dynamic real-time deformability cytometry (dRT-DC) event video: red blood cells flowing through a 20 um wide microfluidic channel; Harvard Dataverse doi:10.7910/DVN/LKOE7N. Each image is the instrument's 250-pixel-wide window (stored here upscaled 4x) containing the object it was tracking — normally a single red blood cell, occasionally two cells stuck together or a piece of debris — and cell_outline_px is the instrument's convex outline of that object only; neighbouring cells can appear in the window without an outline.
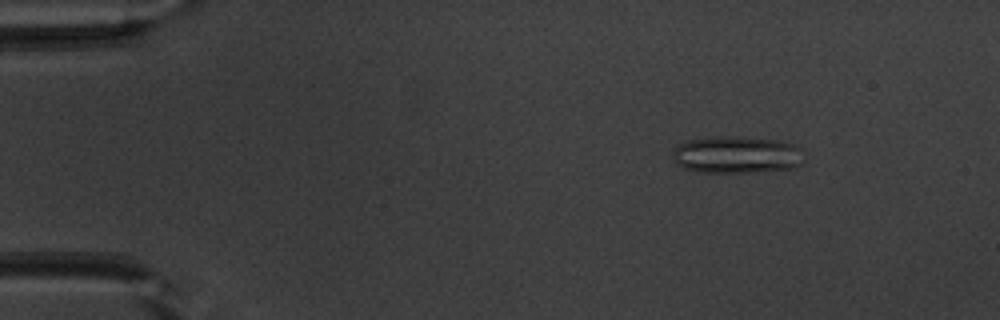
{"species": "common noctule bat (a hibernating species)", "species_latin": "Nyctalus noctula", "temperature_condition": "warm", "stored_images_in_passage": 47, "camera_frame_rate_fps": 3000, "um_per_image_px": 0.085, "animal": {"sex": "male", "body_mass_g": 20.1, "forearm_length_mm": 53.5}, "frame": {"image": 1, "passage_image": 3, "time_ms": 0.667, "image_size_px": [1000, 320], "cell_outline_px": [[804, 164], [792, 168], [748, 172], [700, 172], [684, 168], [676, 164], [672, 160], [672, 152], [680, 144], [688, 140], [708, 136], [720, 136], [776, 140], [792, 144], [800, 148]], "centroid_in_image_um": [62.58, 13.16], "position_along_channel_um": 22.4, "area_um2": 28.32}}
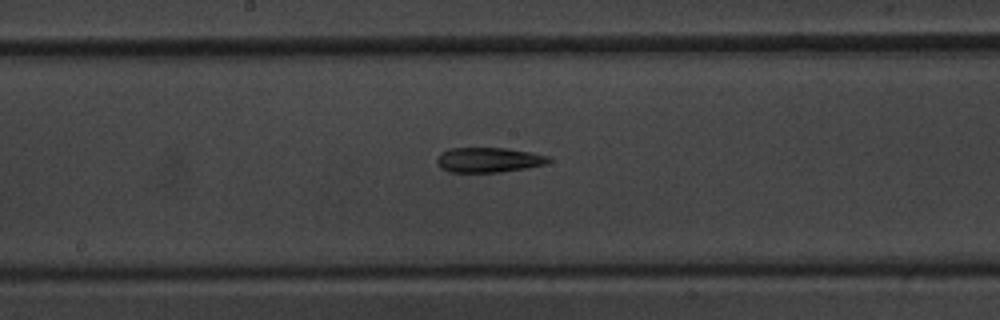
{"frame": {"image": 2, "passage_image": 23, "time_ms": 7.333, "image_size_px": [1000, 320], "cell_outline_px": [[552, 160], [544, 164], [524, 168], [500, 172], [448, 172], [440, 168], [436, 164], [436, 160], [440, 152], [448, 148], [504, 148], [532, 152], [548, 156]], "centroid_in_image_um": [41.47, 13.59], "position_along_channel_um": 206.7, "area_um2": 16.3}}
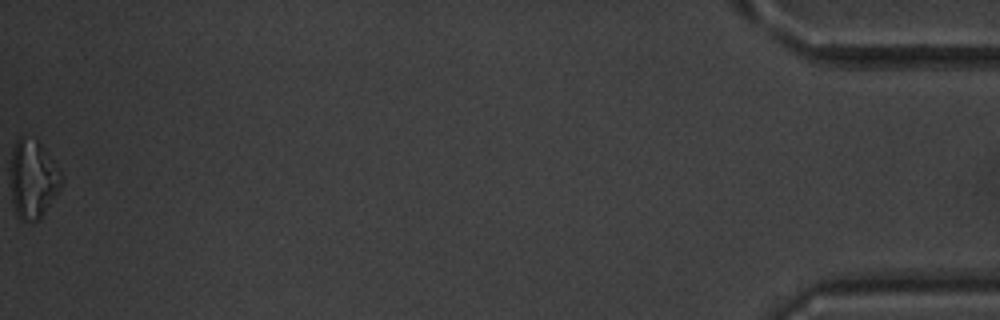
{"frame": {"image": 3, "passage_image": 47, "time_ms": 15.333, "image_size_px": [1000, 320], "cell_outline_px": [[60, 188], [40, 220], [32, 224], [20, 220], [16, 216], [12, 204], [12, 148], [16, 140], [20, 136], [36, 140], [40, 144], [60, 172]], "centroid_in_image_um": [2.77, 15.31], "position_along_channel_um": 432.4, "area_um2": 22.89}, "authors_computed_cell_mechanics": {"area_um2": 17.629, "velocity_mm_per_s": 4.0183, "shape_relaxation_time_tau1_ms": null, "shape_relaxation_time_tau2_ms": 4.3156, "deformation_change_tau1": null, "deformation_change_tau2": 0.1561}}